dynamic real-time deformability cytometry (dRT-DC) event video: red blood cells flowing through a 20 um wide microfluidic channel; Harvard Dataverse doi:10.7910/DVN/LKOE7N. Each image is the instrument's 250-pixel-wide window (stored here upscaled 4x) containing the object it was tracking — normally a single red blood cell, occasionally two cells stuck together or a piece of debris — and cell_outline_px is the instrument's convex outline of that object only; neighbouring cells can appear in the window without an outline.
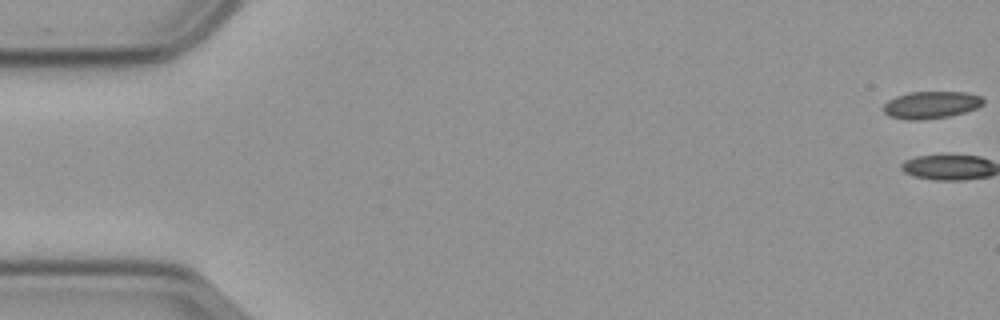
{"species": "common noctule bat (a hibernating species)", "species_latin": "Nyctalus noctula", "temperature_condition": "cold", "stored_images_in_passage": 58, "camera_frame_rate_fps": 3000, "um_per_image_px": 0.085, "animal": {"sex": "male", "body_mass_g": 23.1, "forearm_length_mm": 52.7}, "frame": {"image": 1, "passage_image": 1, "time_ms": 0.0, "image_size_px": [1000, 320], "cell_outline_px": [[984, 104], [976, 108], [964, 112], [948, 116], [924, 120], [908, 120], [888, 116], [880, 108], [888, 100], [896, 96], [908, 92], [964, 92], [980, 96], [984, 100]], "centroid_in_image_um": [79.09, 8.92], "position_along_channel_um": 5.9, "area_um2": 15.95}}